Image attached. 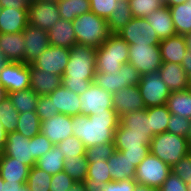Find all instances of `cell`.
Masks as SVG:
<instances>
[{
	"label": "cell",
	"instance_id": "cell-1",
	"mask_svg": "<svg viewBox=\"0 0 191 191\" xmlns=\"http://www.w3.org/2000/svg\"><path fill=\"white\" fill-rule=\"evenodd\" d=\"M120 117L115 109H106L105 112L86 116L78 114L72 116V132L82 141L86 148L97 144L114 142L115 130L119 125Z\"/></svg>",
	"mask_w": 191,
	"mask_h": 191
},
{
	"label": "cell",
	"instance_id": "cell-2",
	"mask_svg": "<svg viewBox=\"0 0 191 191\" xmlns=\"http://www.w3.org/2000/svg\"><path fill=\"white\" fill-rule=\"evenodd\" d=\"M96 73V48L75 43L70 49L62 85L80 95L93 83Z\"/></svg>",
	"mask_w": 191,
	"mask_h": 191
},
{
	"label": "cell",
	"instance_id": "cell-3",
	"mask_svg": "<svg viewBox=\"0 0 191 191\" xmlns=\"http://www.w3.org/2000/svg\"><path fill=\"white\" fill-rule=\"evenodd\" d=\"M129 61V44L118 34H110L96 48V71L114 73Z\"/></svg>",
	"mask_w": 191,
	"mask_h": 191
},
{
	"label": "cell",
	"instance_id": "cell-4",
	"mask_svg": "<svg viewBox=\"0 0 191 191\" xmlns=\"http://www.w3.org/2000/svg\"><path fill=\"white\" fill-rule=\"evenodd\" d=\"M72 25L77 43L94 48L100 47L111 34L107 20L91 11L75 18Z\"/></svg>",
	"mask_w": 191,
	"mask_h": 191
},
{
	"label": "cell",
	"instance_id": "cell-5",
	"mask_svg": "<svg viewBox=\"0 0 191 191\" xmlns=\"http://www.w3.org/2000/svg\"><path fill=\"white\" fill-rule=\"evenodd\" d=\"M150 153L172 167L190 153V145L186 137L163 132L152 137Z\"/></svg>",
	"mask_w": 191,
	"mask_h": 191
},
{
	"label": "cell",
	"instance_id": "cell-6",
	"mask_svg": "<svg viewBox=\"0 0 191 191\" xmlns=\"http://www.w3.org/2000/svg\"><path fill=\"white\" fill-rule=\"evenodd\" d=\"M151 139L149 134L130 133L129 128L119 123L115 130L114 145L115 149L121 151L137 168L150 153Z\"/></svg>",
	"mask_w": 191,
	"mask_h": 191
},
{
	"label": "cell",
	"instance_id": "cell-7",
	"mask_svg": "<svg viewBox=\"0 0 191 191\" xmlns=\"http://www.w3.org/2000/svg\"><path fill=\"white\" fill-rule=\"evenodd\" d=\"M141 74L137 68L130 63L123 64L119 71L114 73L96 71L93 83L112 95L118 90L128 86L138 85Z\"/></svg>",
	"mask_w": 191,
	"mask_h": 191
},
{
	"label": "cell",
	"instance_id": "cell-8",
	"mask_svg": "<svg viewBox=\"0 0 191 191\" xmlns=\"http://www.w3.org/2000/svg\"><path fill=\"white\" fill-rule=\"evenodd\" d=\"M170 173L168 164L149 153L136 168L135 181L159 189Z\"/></svg>",
	"mask_w": 191,
	"mask_h": 191
},
{
	"label": "cell",
	"instance_id": "cell-9",
	"mask_svg": "<svg viewBox=\"0 0 191 191\" xmlns=\"http://www.w3.org/2000/svg\"><path fill=\"white\" fill-rule=\"evenodd\" d=\"M138 89L146 108L166 105L171 93L158 70L141 75Z\"/></svg>",
	"mask_w": 191,
	"mask_h": 191
},
{
	"label": "cell",
	"instance_id": "cell-10",
	"mask_svg": "<svg viewBox=\"0 0 191 191\" xmlns=\"http://www.w3.org/2000/svg\"><path fill=\"white\" fill-rule=\"evenodd\" d=\"M141 75L157 71L162 65L159 45H129V61Z\"/></svg>",
	"mask_w": 191,
	"mask_h": 191
},
{
	"label": "cell",
	"instance_id": "cell-11",
	"mask_svg": "<svg viewBox=\"0 0 191 191\" xmlns=\"http://www.w3.org/2000/svg\"><path fill=\"white\" fill-rule=\"evenodd\" d=\"M117 34L129 45H159L161 41L147 19L140 17H133Z\"/></svg>",
	"mask_w": 191,
	"mask_h": 191
},
{
	"label": "cell",
	"instance_id": "cell-12",
	"mask_svg": "<svg viewBox=\"0 0 191 191\" xmlns=\"http://www.w3.org/2000/svg\"><path fill=\"white\" fill-rule=\"evenodd\" d=\"M30 64L10 62L0 70V86L6 94L30 88Z\"/></svg>",
	"mask_w": 191,
	"mask_h": 191
},
{
	"label": "cell",
	"instance_id": "cell-13",
	"mask_svg": "<svg viewBox=\"0 0 191 191\" xmlns=\"http://www.w3.org/2000/svg\"><path fill=\"white\" fill-rule=\"evenodd\" d=\"M80 114L90 116L113 108L112 94L92 83L89 88L79 95Z\"/></svg>",
	"mask_w": 191,
	"mask_h": 191
},
{
	"label": "cell",
	"instance_id": "cell-14",
	"mask_svg": "<svg viewBox=\"0 0 191 191\" xmlns=\"http://www.w3.org/2000/svg\"><path fill=\"white\" fill-rule=\"evenodd\" d=\"M69 56V48L50 45L31 65L45 72L48 71L55 75L63 76Z\"/></svg>",
	"mask_w": 191,
	"mask_h": 191
},
{
	"label": "cell",
	"instance_id": "cell-15",
	"mask_svg": "<svg viewBox=\"0 0 191 191\" xmlns=\"http://www.w3.org/2000/svg\"><path fill=\"white\" fill-rule=\"evenodd\" d=\"M29 24L48 31L60 19L58 5L51 0H36L28 6Z\"/></svg>",
	"mask_w": 191,
	"mask_h": 191
},
{
	"label": "cell",
	"instance_id": "cell-16",
	"mask_svg": "<svg viewBox=\"0 0 191 191\" xmlns=\"http://www.w3.org/2000/svg\"><path fill=\"white\" fill-rule=\"evenodd\" d=\"M3 154L16 158L30 168L36 165V161L33 159V137L28 139L17 131L7 134Z\"/></svg>",
	"mask_w": 191,
	"mask_h": 191
},
{
	"label": "cell",
	"instance_id": "cell-17",
	"mask_svg": "<svg viewBox=\"0 0 191 191\" xmlns=\"http://www.w3.org/2000/svg\"><path fill=\"white\" fill-rule=\"evenodd\" d=\"M72 116L57 114L54 117L41 121V133L45 135L53 145H57L68 137L73 136Z\"/></svg>",
	"mask_w": 191,
	"mask_h": 191
},
{
	"label": "cell",
	"instance_id": "cell-18",
	"mask_svg": "<svg viewBox=\"0 0 191 191\" xmlns=\"http://www.w3.org/2000/svg\"><path fill=\"white\" fill-rule=\"evenodd\" d=\"M113 108L119 117L126 113L146 109L138 85L128 86L112 95Z\"/></svg>",
	"mask_w": 191,
	"mask_h": 191
},
{
	"label": "cell",
	"instance_id": "cell-19",
	"mask_svg": "<svg viewBox=\"0 0 191 191\" xmlns=\"http://www.w3.org/2000/svg\"><path fill=\"white\" fill-rule=\"evenodd\" d=\"M25 39V63L31 64L50 46L47 31L28 24L23 31Z\"/></svg>",
	"mask_w": 191,
	"mask_h": 191
},
{
	"label": "cell",
	"instance_id": "cell-20",
	"mask_svg": "<svg viewBox=\"0 0 191 191\" xmlns=\"http://www.w3.org/2000/svg\"><path fill=\"white\" fill-rule=\"evenodd\" d=\"M54 106V113L75 116L80 114L79 95L72 92L63 85L56 88L52 93L47 95Z\"/></svg>",
	"mask_w": 191,
	"mask_h": 191
},
{
	"label": "cell",
	"instance_id": "cell-21",
	"mask_svg": "<svg viewBox=\"0 0 191 191\" xmlns=\"http://www.w3.org/2000/svg\"><path fill=\"white\" fill-rule=\"evenodd\" d=\"M158 72L171 92L189 89V77L180 64L163 62Z\"/></svg>",
	"mask_w": 191,
	"mask_h": 191
},
{
	"label": "cell",
	"instance_id": "cell-22",
	"mask_svg": "<svg viewBox=\"0 0 191 191\" xmlns=\"http://www.w3.org/2000/svg\"><path fill=\"white\" fill-rule=\"evenodd\" d=\"M0 51L10 62L25 63V39L23 32L0 33Z\"/></svg>",
	"mask_w": 191,
	"mask_h": 191
},
{
	"label": "cell",
	"instance_id": "cell-23",
	"mask_svg": "<svg viewBox=\"0 0 191 191\" xmlns=\"http://www.w3.org/2000/svg\"><path fill=\"white\" fill-rule=\"evenodd\" d=\"M30 88L39 96H45L52 93L56 88L62 85V76L54 73L45 72L33 67L30 64Z\"/></svg>",
	"mask_w": 191,
	"mask_h": 191
},
{
	"label": "cell",
	"instance_id": "cell-24",
	"mask_svg": "<svg viewBox=\"0 0 191 191\" xmlns=\"http://www.w3.org/2000/svg\"><path fill=\"white\" fill-rule=\"evenodd\" d=\"M28 24V9L1 8L0 33H20Z\"/></svg>",
	"mask_w": 191,
	"mask_h": 191
},
{
	"label": "cell",
	"instance_id": "cell-25",
	"mask_svg": "<svg viewBox=\"0 0 191 191\" xmlns=\"http://www.w3.org/2000/svg\"><path fill=\"white\" fill-rule=\"evenodd\" d=\"M30 167L16 158L0 155V175L5 182H27Z\"/></svg>",
	"mask_w": 191,
	"mask_h": 191
},
{
	"label": "cell",
	"instance_id": "cell-26",
	"mask_svg": "<svg viewBox=\"0 0 191 191\" xmlns=\"http://www.w3.org/2000/svg\"><path fill=\"white\" fill-rule=\"evenodd\" d=\"M162 62L182 64L187 52L186 41L183 35L176 34L163 39L159 43Z\"/></svg>",
	"mask_w": 191,
	"mask_h": 191
},
{
	"label": "cell",
	"instance_id": "cell-27",
	"mask_svg": "<svg viewBox=\"0 0 191 191\" xmlns=\"http://www.w3.org/2000/svg\"><path fill=\"white\" fill-rule=\"evenodd\" d=\"M47 35L50 45L53 46L71 49V47L77 43L72 22L63 18H60L54 26L47 31Z\"/></svg>",
	"mask_w": 191,
	"mask_h": 191
},
{
	"label": "cell",
	"instance_id": "cell-28",
	"mask_svg": "<svg viewBox=\"0 0 191 191\" xmlns=\"http://www.w3.org/2000/svg\"><path fill=\"white\" fill-rule=\"evenodd\" d=\"M107 163L113 181L135 179L136 167L121 151L115 150Z\"/></svg>",
	"mask_w": 191,
	"mask_h": 191
},
{
	"label": "cell",
	"instance_id": "cell-29",
	"mask_svg": "<svg viewBox=\"0 0 191 191\" xmlns=\"http://www.w3.org/2000/svg\"><path fill=\"white\" fill-rule=\"evenodd\" d=\"M146 19L152 25L160 40L176 35L168 6L164 5L160 9L153 11Z\"/></svg>",
	"mask_w": 191,
	"mask_h": 191
},
{
	"label": "cell",
	"instance_id": "cell-30",
	"mask_svg": "<svg viewBox=\"0 0 191 191\" xmlns=\"http://www.w3.org/2000/svg\"><path fill=\"white\" fill-rule=\"evenodd\" d=\"M119 123L123 127L129 128L130 133L149 134L151 137L154 136L150 128V118H148L146 109L124 114L120 117Z\"/></svg>",
	"mask_w": 191,
	"mask_h": 191
},
{
	"label": "cell",
	"instance_id": "cell-31",
	"mask_svg": "<svg viewBox=\"0 0 191 191\" xmlns=\"http://www.w3.org/2000/svg\"><path fill=\"white\" fill-rule=\"evenodd\" d=\"M168 8L176 34L184 36L191 33V0Z\"/></svg>",
	"mask_w": 191,
	"mask_h": 191
},
{
	"label": "cell",
	"instance_id": "cell-32",
	"mask_svg": "<svg viewBox=\"0 0 191 191\" xmlns=\"http://www.w3.org/2000/svg\"><path fill=\"white\" fill-rule=\"evenodd\" d=\"M166 106L171 114L179 115L191 120V90L171 92Z\"/></svg>",
	"mask_w": 191,
	"mask_h": 191
},
{
	"label": "cell",
	"instance_id": "cell-33",
	"mask_svg": "<svg viewBox=\"0 0 191 191\" xmlns=\"http://www.w3.org/2000/svg\"><path fill=\"white\" fill-rule=\"evenodd\" d=\"M6 96L19 113L36 111L39 95L31 88L7 93Z\"/></svg>",
	"mask_w": 191,
	"mask_h": 191
},
{
	"label": "cell",
	"instance_id": "cell-34",
	"mask_svg": "<svg viewBox=\"0 0 191 191\" xmlns=\"http://www.w3.org/2000/svg\"><path fill=\"white\" fill-rule=\"evenodd\" d=\"M64 155L61 152L59 146L54 145V147L49 150L46 154L42 155L36 161V167L41 170L46 171L48 174L55 175L62 172L64 169Z\"/></svg>",
	"mask_w": 191,
	"mask_h": 191
},
{
	"label": "cell",
	"instance_id": "cell-35",
	"mask_svg": "<svg viewBox=\"0 0 191 191\" xmlns=\"http://www.w3.org/2000/svg\"><path fill=\"white\" fill-rule=\"evenodd\" d=\"M133 18L128 0H119L117 9L107 20L108 30L111 34H117Z\"/></svg>",
	"mask_w": 191,
	"mask_h": 191
},
{
	"label": "cell",
	"instance_id": "cell-36",
	"mask_svg": "<svg viewBox=\"0 0 191 191\" xmlns=\"http://www.w3.org/2000/svg\"><path fill=\"white\" fill-rule=\"evenodd\" d=\"M60 18L73 21L91 11L90 0H62L57 2Z\"/></svg>",
	"mask_w": 191,
	"mask_h": 191
},
{
	"label": "cell",
	"instance_id": "cell-37",
	"mask_svg": "<svg viewBox=\"0 0 191 191\" xmlns=\"http://www.w3.org/2000/svg\"><path fill=\"white\" fill-rule=\"evenodd\" d=\"M148 118H150V128L153 135L167 132V125L171 112L166 105L146 108Z\"/></svg>",
	"mask_w": 191,
	"mask_h": 191
},
{
	"label": "cell",
	"instance_id": "cell-38",
	"mask_svg": "<svg viewBox=\"0 0 191 191\" xmlns=\"http://www.w3.org/2000/svg\"><path fill=\"white\" fill-rule=\"evenodd\" d=\"M16 131L30 139L41 131V120L36 111L20 113Z\"/></svg>",
	"mask_w": 191,
	"mask_h": 191
},
{
	"label": "cell",
	"instance_id": "cell-39",
	"mask_svg": "<svg viewBox=\"0 0 191 191\" xmlns=\"http://www.w3.org/2000/svg\"><path fill=\"white\" fill-rule=\"evenodd\" d=\"M88 161L86 155H78L64 161L65 171L75 182H83L87 177Z\"/></svg>",
	"mask_w": 191,
	"mask_h": 191
},
{
	"label": "cell",
	"instance_id": "cell-40",
	"mask_svg": "<svg viewBox=\"0 0 191 191\" xmlns=\"http://www.w3.org/2000/svg\"><path fill=\"white\" fill-rule=\"evenodd\" d=\"M20 113L6 96L0 104V123L7 133L16 131Z\"/></svg>",
	"mask_w": 191,
	"mask_h": 191
},
{
	"label": "cell",
	"instance_id": "cell-41",
	"mask_svg": "<svg viewBox=\"0 0 191 191\" xmlns=\"http://www.w3.org/2000/svg\"><path fill=\"white\" fill-rule=\"evenodd\" d=\"M52 175L36 166L30 168L26 185L31 191H50Z\"/></svg>",
	"mask_w": 191,
	"mask_h": 191
},
{
	"label": "cell",
	"instance_id": "cell-42",
	"mask_svg": "<svg viewBox=\"0 0 191 191\" xmlns=\"http://www.w3.org/2000/svg\"><path fill=\"white\" fill-rule=\"evenodd\" d=\"M133 17L147 18L164 5L158 0H128Z\"/></svg>",
	"mask_w": 191,
	"mask_h": 191
},
{
	"label": "cell",
	"instance_id": "cell-43",
	"mask_svg": "<svg viewBox=\"0 0 191 191\" xmlns=\"http://www.w3.org/2000/svg\"><path fill=\"white\" fill-rule=\"evenodd\" d=\"M57 146H59L65 160L78 155H85L86 153V147L76 136L66 138L58 143Z\"/></svg>",
	"mask_w": 191,
	"mask_h": 191
},
{
	"label": "cell",
	"instance_id": "cell-44",
	"mask_svg": "<svg viewBox=\"0 0 191 191\" xmlns=\"http://www.w3.org/2000/svg\"><path fill=\"white\" fill-rule=\"evenodd\" d=\"M114 142L106 144H97L86 148V160L88 163H94L99 160H107L115 152Z\"/></svg>",
	"mask_w": 191,
	"mask_h": 191
},
{
	"label": "cell",
	"instance_id": "cell-45",
	"mask_svg": "<svg viewBox=\"0 0 191 191\" xmlns=\"http://www.w3.org/2000/svg\"><path fill=\"white\" fill-rule=\"evenodd\" d=\"M87 178L93 181H102L104 183L112 181L107 160L88 163Z\"/></svg>",
	"mask_w": 191,
	"mask_h": 191
},
{
	"label": "cell",
	"instance_id": "cell-46",
	"mask_svg": "<svg viewBox=\"0 0 191 191\" xmlns=\"http://www.w3.org/2000/svg\"><path fill=\"white\" fill-rule=\"evenodd\" d=\"M119 0H90L91 12L108 20L111 14L117 9Z\"/></svg>",
	"mask_w": 191,
	"mask_h": 191
},
{
	"label": "cell",
	"instance_id": "cell-47",
	"mask_svg": "<svg viewBox=\"0 0 191 191\" xmlns=\"http://www.w3.org/2000/svg\"><path fill=\"white\" fill-rule=\"evenodd\" d=\"M189 127L190 119L179 115L171 114L167 125V132L187 138Z\"/></svg>",
	"mask_w": 191,
	"mask_h": 191
},
{
	"label": "cell",
	"instance_id": "cell-48",
	"mask_svg": "<svg viewBox=\"0 0 191 191\" xmlns=\"http://www.w3.org/2000/svg\"><path fill=\"white\" fill-rule=\"evenodd\" d=\"M171 172L177 175L186 184L191 181V153L180 159L171 167Z\"/></svg>",
	"mask_w": 191,
	"mask_h": 191
},
{
	"label": "cell",
	"instance_id": "cell-49",
	"mask_svg": "<svg viewBox=\"0 0 191 191\" xmlns=\"http://www.w3.org/2000/svg\"><path fill=\"white\" fill-rule=\"evenodd\" d=\"M54 145L41 132L33 137V159L37 161L42 155L51 150Z\"/></svg>",
	"mask_w": 191,
	"mask_h": 191
},
{
	"label": "cell",
	"instance_id": "cell-50",
	"mask_svg": "<svg viewBox=\"0 0 191 191\" xmlns=\"http://www.w3.org/2000/svg\"><path fill=\"white\" fill-rule=\"evenodd\" d=\"M75 181L65 172L52 175L50 191H68Z\"/></svg>",
	"mask_w": 191,
	"mask_h": 191
},
{
	"label": "cell",
	"instance_id": "cell-51",
	"mask_svg": "<svg viewBox=\"0 0 191 191\" xmlns=\"http://www.w3.org/2000/svg\"><path fill=\"white\" fill-rule=\"evenodd\" d=\"M53 110L52 100L47 95L38 97L36 113L41 121L56 116Z\"/></svg>",
	"mask_w": 191,
	"mask_h": 191
},
{
	"label": "cell",
	"instance_id": "cell-52",
	"mask_svg": "<svg viewBox=\"0 0 191 191\" xmlns=\"http://www.w3.org/2000/svg\"><path fill=\"white\" fill-rule=\"evenodd\" d=\"M160 191H187L186 183L172 172L159 188Z\"/></svg>",
	"mask_w": 191,
	"mask_h": 191
},
{
	"label": "cell",
	"instance_id": "cell-53",
	"mask_svg": "<svg viewBox=\"0 0 191 191\" xmlns=\"http://www.w3.org/2000/svg\"><path fill=\"white\" fill-rule=\"evenodd\" d=\"M135 179L109 181L104 186V191H134L137 186Z\"/></svg>",
	"mask_w": 191,
	"mask_h": 191
},
{
	"label": "cell",
	"instance_id": "cell-54",
	"mask_svg": "<svg viewBox=\"0 0 191 191\" xmlns=\"http://www.w3.org/2000/svg\"><path fill=\"white\" fill-rule=\"evenodd\" d=\"M0 6L2 8L28 9L29 5L25 0H0Z\"/></svg>",
	"mask_w": 191,
	"mask_h": 191
},
{
	"label": "cell",
	"instance_id": "cell-55",
	"mask_svg": "<svg viewBox=\"0 0 191 191\" xmlns=\"http://www.w3.org/2000/svg\"><path fill=\"white\" fill-rule=\"evenodd\" d=\"M2 191H31V190L26 185V182L13 183L4 181Z\"/></svg>",
	"mask_w": 191,
	"mask_h": 191
},
{
	"label": "cell",
	"instance_id": "cell-56",
	"mask_svg": "<svg viewBox=\"0 0 191 191\" xmlns=\"http://www.w3.org/2000/svg\"><path fill=\"white\" fill-rule=\"evenodd\" d=\"M83 184L85 186V191H104V186L106 183L102 181H93L86 177Z\"/></svg>",
	"mask_w": 191,
	"mask_h": 191
},
{
	"label": "cell",
	"instance_id": "cell-57",
	"mask_svg": "<svg viewBox=\"0 0 191 191\" xmlns=\"http://www.w3.org/2000/svg\"><path fill=\"white\" fill-rule=\"evenodd\" d=\"M182 68L185 70L188 77L191 76V51L185 53L184 59L181 64Z\"/></svg>",
	"mask_w": 191,
	"mask_h": 191
},
{
	"label": "cell",
	"instance_id": "cell-58",
	"mask_svg": "<svg viewBox=\"0 0 191 191\" xmlns=\"http://www.w3.org/2000/svg\"><path fill=\"white\" fill-rule=\"evenodd\" d=\"M7 134L8 133L5 131V129L2 127V124L0 123V155L5 149Z\"/></svg>",
	"mask_w": 191,
	"mask_h": 191
},
{
	"label": "cell",
	"instance_id": "cell-59",
	"mask_svg": "<svg viewBox=\"0 0 191 191\" xmlns=\"http://www.w3.org/2000/svg\"><path fill=\"white\" fill-rule=\"evenodd\" d=\"M68 191H85L83 182H75Z\"/></svg>",
	"mask_w": 191,
	"mask_h": 191
},
{
	"label": "cell",
	"instance_id": "cell-60",
	"mask_svg": "<svg viewBox=\"0 0 191 191\" xmlns=\"http://www.w3.org/2000/svg\"><path fill=\"white\" fill-rule=\"evenodd\" d=\"M134 191H160V190L146 185L137 184Z\"/></svg>",
	"mask_w": 191,
	"mask_h": 191
},
{
	"label": "cell",
	"instance_id": "cell-61",
	"mask_svg": "<svg viewBox=\"0 0 191 191\" xmlns=\"http://www.w3.org/2000/svg\"><path fill=\"white\" fill-rule=\"evenodd\" d=\"M186 1H188V0H166L165 6L171 7V6H174L177 4L184 3Z\"/></svg>",
	"mask_w": 191,
	"mask_h": 191
},
{
	"label": "cell",
	"instance_id": "cell-62",
	"mask_svg": "<svg viewBox=\"0 0 191 191\" xmlns=\"http://www.w3.org/2000/svg\"><path fill=\"white\" fill-rule=\"evenodd\" d=\"M184 38L186 41L187 50L191 51V33L184 35Z\"/></svg>",
	"mask_w": 191,
	"mask_h": 191
},
{
	"label": "cell",
	"instance_id": "cell-63",
	"mask_svg": "<svg viewBox=\"0 0 191 191\" xmlns=\"http://www.w3.org/2000/svg\"><path fill=\"white\" fill-rule=\"evenodd\" d=\"M8 63V60L6 59L5 55L0 51V70L3 66H5Z\"/></svg>",
	"mask_w": 191,
	"mask_h": 191
},
{
	"label": "cell",
	"instance_id": "cell-64",
	"mask_svg": "<svg viewBox=\"0 0 191 191\" xmlns=\"http://www.w3.org/2000/svg\"><path fill=\"white\" fill-rule=\"evenodd\" d=\"M6 97L5 90L0 86V104L2 103V100Z\"/></svg>",
	"mask_w": 191,
	"mask_h": 191
},
{
	"label": "cell",
	"instance_id": "cell-65",
	"mask_svg": "<svg viewBox=\"0 0 191 191\" xmlns=\"http://www.w3.org/2000/svg\"><path fill=\"white\" fill-rule=\"evenodd\" d=\"M187 139H188L189 145L191 146V120H190V127H189Z\"/></svg>",
	"mask_w": 191,
	"mask_h": 191
},
{
	"label": "cell",
	"instance_id": "cell-66",
	"mask_svg": "<svg viewBox=\"0 0 191 191\" xmlns=\"http://www.w3.org/2000/svg\"><path fill=\"white\" fill-rule=\"evenodd\" d=\"M3 184H4V180L2 179V177L0 175V191H2V189H3Z\"/></svg>",
	"mask_w": 191,
	"mask_h": 191
},
{
	"label": "cell",
	"instance_id": "cell-67",
	"mask_svg": "<svg viewBox=\"0 0 191 191\" xmlns=\"http://www.w3.org/2000/svg\"><path fill=\"white\" fill-rule=\"evenodd\" d=\"M186 187H187V191H191V181H190V183L186 184Z\"/></svg>",
	"mask_w": 191,
	"mask_h": 191
},
{
	"label": "cell",
	"instance_id": "cell-68",
	"mask_svg": "<svg viewBox=\"0 0 191 191\" xmlns=\"http://www.w3.org/2000/svg\"><path fill=\"white\" fill-rule=\"evenodd\" d=\"M35 1H36V0H25V2H26L28 5L34 3Z\"/></svg>",
	"mask_w": 191,
	"mask_h": 191
},
{
	"label": "cell",
	"instance_id": "cell-69",
	"mask_svg": "<svg viewBox=\"0 0 191 191\" xmlns=\"http://www.w3.org/2000/svg\"><path fill=\"white\" fill-rule=\"evenodd\" d=\"M189 89L191 90V76L189 77Z\"/></svg>",
	"mask_w": 191,
	"mask_h": 191
},
{
	"label": "cell",
	"instance_id": "cell-70",
	"mask_svg": "<svg viewBox=\"0 0 191 191\" xmlns=\"http://www.w3.org/2000/svg\"><path fill=\"white\" fill-rule=\"evenodd\" d=\"M158 1H160L163 5H165L166 0H158Z\"/></svg>",
	"mask_w": 191,
	"mask_h": 191
},
{
	"label": "cell",
	"instance_id": "cell-71",
	"mask_svg": "<svg viewBox=\"0 0 191 191\" xmlns=\"http://www.w3.org/2000/svg\"><path fill=\"white\" fill-rule=\"evenodd\" d=\"M51 1H54V2H56V3H57V2L62 1V0H51Z\"/></svg>",
	"mask_w": 191,
	"mask_h": 191
}]
</instances>
